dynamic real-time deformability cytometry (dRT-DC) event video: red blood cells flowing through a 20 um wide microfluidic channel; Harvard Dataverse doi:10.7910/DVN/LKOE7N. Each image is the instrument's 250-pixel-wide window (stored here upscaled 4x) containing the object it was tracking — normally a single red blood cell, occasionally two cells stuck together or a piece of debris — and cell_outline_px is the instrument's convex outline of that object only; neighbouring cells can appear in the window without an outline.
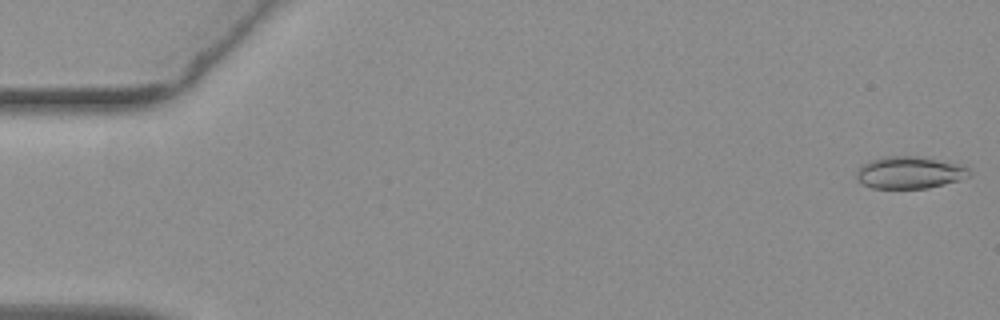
{"species": "common noctule bat (a hibernating species)", "species_latin": "Nyctalus noctula", "temperature_condition": "warm", "stored_images_in_passage": 56, "camera_frame_rate_fps": 3000, "um_per_image_px": 0.085, "animal": {"sex": "female", "body_mass_g": 19.3, "forearm_length_mm": 54.1}, "frame": {"image": 1, "passage_image": 1, "time_ms": 0.0, "image_size_px": [1000, 320], "cell_outline_px": [[972, 172], [968, 176], [960, 180], [928, 188], [872, 188], [860, 184], [856, 180], [856, 168], [872, 160], [888, 156], [916, 156], [964, 164]], "centroid_in_image_um": [77.31, 14.67], "position_along_channel_um": 7.7, "area_um2": 21.33}}
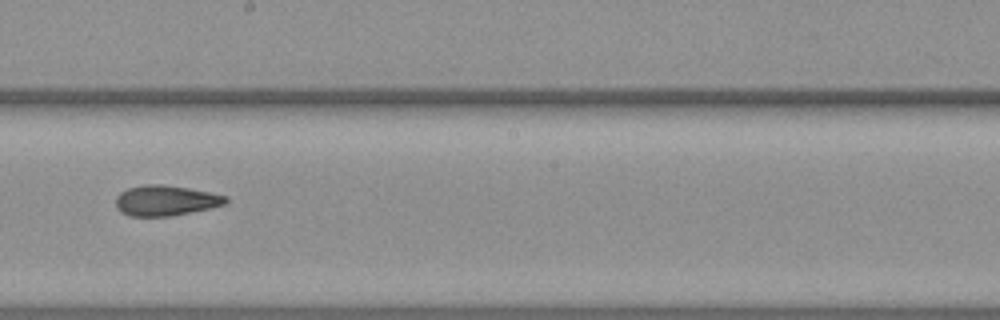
{"frame": {"image": 2, "passage_image": 31, "time_ms": 10.0, "image_size_px": [1000, 320], "cell_outline_px": [[228, 200], [224, 204], [212, 208], [168, 216], [128, 216], [120, 212], [116, 208], [116, 196], [120, 192], [128, 188], [144, 184], [160, 184], [188, 188], [228, 196]], "centroid_in_image_um": [14.05, 17.04], "position_along_channel_um": 234.2, "area_um2": 19.48}}
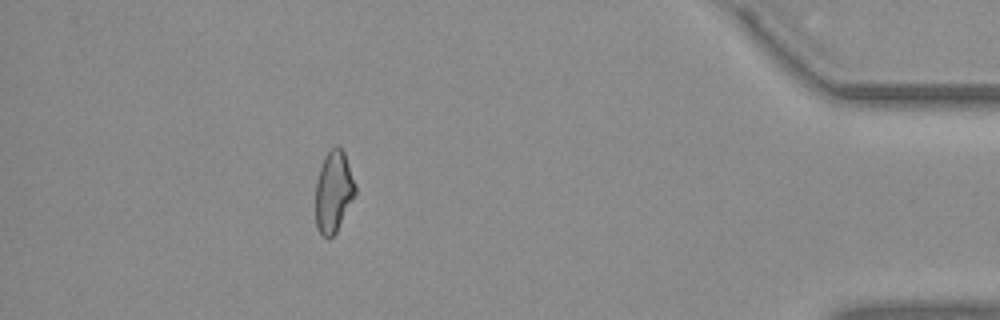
{"frame": {"image": 3, "passage_image": 49, "time_ms": 16.0, "image_size_px": [1000, 320], "cell_outline_px": [[356, 196], [336, 232], [328, 240], [316, 228], [316, 180], [324, 156], [332, 148], [340, 148], [344, 152], [356, 184]], "centroid_in_image_um": [28.37, 16.33], "position_along_channel_um": 406.8, "area_um2": 18.9}, "authors_computed_cell_mechanics": {"area_um2": 19.9988, "velocity_mm_per_s": 3.7619, "shape_relaxation_time_tau1_ms": null, "shape_relaxation_time_tau2_ms": 3.6488, "deformation_change_tau1": null, "deformation_change_tau2": 0.1138}}